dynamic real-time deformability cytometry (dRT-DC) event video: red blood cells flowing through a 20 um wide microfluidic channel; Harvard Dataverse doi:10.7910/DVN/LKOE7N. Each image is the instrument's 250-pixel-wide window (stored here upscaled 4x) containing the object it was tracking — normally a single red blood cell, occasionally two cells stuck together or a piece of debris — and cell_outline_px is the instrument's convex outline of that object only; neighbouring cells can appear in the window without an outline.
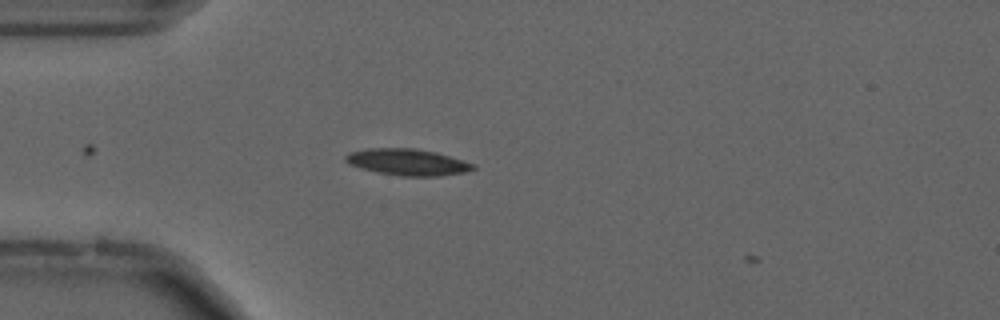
{"species": "common noctule bat (a hibernating species)", "species_latin": "Nyctalus noctula", "temperature_condition": "cold", "stored_images_in_passage": 2, "camera_frame_rate_fps": 3000, "um_per_image_px": 0.085, "animal": {"sex": "male", "forearm_length_mm": 52.5}, "frame": {"image": 1, "passage_image": 1, "time_ms": 0.0, "image_size_px": [1000, 320], "cell_outline_px": [[476, 168], [464, 172], [440, 176], [400, 176], [380, 172], [348, 164], [344, 160], [344, 156], [348, 152], [368, 148], [416, 148], [436, 152], [476, 164]], "centroid_in_image_um": [34.64, 13.77], "position_along_channel_um": 50.4, "area_um2": 19.65}}